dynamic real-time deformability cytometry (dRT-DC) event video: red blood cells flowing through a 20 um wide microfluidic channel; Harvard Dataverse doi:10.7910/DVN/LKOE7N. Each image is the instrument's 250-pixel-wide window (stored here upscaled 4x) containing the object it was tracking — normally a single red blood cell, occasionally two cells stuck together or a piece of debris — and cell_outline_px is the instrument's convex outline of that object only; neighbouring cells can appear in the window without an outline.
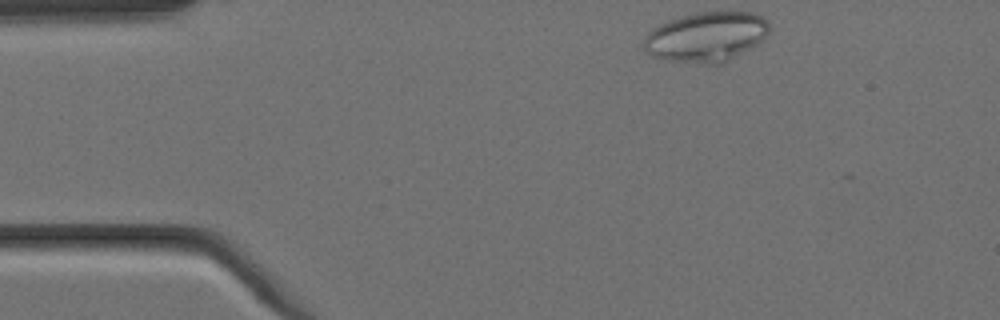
{"species": "Egyptian fruit bat (a non-hibernating species)", "species_latin": "Rousettus aegyptiacus", "temperature_condition": "cold", "stored_images_in_passage": 3, "camera_frame_rate_fps": 3000, "um_per_image_px": 0.085, "animal": {"sex": "female"}, "frame": {"image": 1, "passage_image": 1, "time_ms": 0.0, "image_size_px": [1000, 320], "cell_outline_px": [[768, 32], [764, 40], [720, 64], [708, 64], [668, 60], [652, 56], [644, 52], [644, 36], [652, 28], [668, 20], [680, 16], [696, 12], [756, 12], [768, 20]], "centroid_in_image_um": [60.01, 3.12], "position_along_channel_um": 25.0, "area_um2": 36.47}}